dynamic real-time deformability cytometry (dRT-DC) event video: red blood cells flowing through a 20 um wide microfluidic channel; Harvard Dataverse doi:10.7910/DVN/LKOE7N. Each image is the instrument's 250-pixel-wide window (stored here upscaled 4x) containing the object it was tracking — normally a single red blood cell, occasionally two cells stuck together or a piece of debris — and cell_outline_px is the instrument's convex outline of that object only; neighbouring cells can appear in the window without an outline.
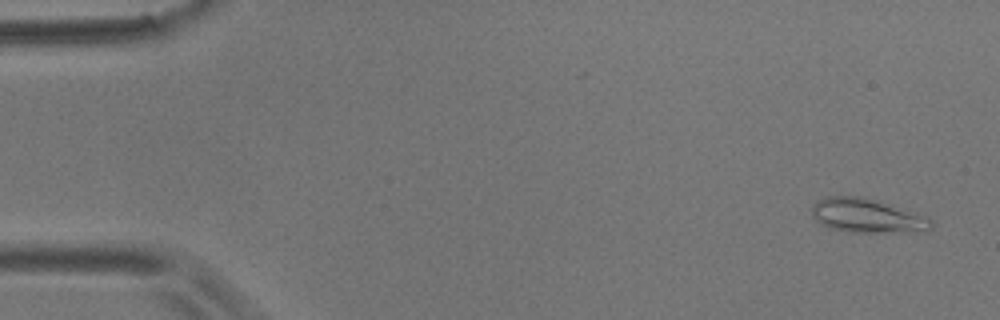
{"species": "common noctule bat (a hibernating species)", "species_latin": "Nyctalus noctula", "temperature_condition": "room temperature", "stored_images_in_passage": 57, "camera_frame_rate_fps": 3000, "um_per_image_px": 0.085, "animal": {"sex": "male", "body_mass_g": 17.9}, "frame": {"image": 1, "passage_image": 3, "time_ms": 0.667, "image_size_px": [1000, 320], "cell_outline_px": [[932, 228], [928, 232], [848, 232], [828, 228], [820, 224], [812, 216], [812, 204], [816, 200], [824, 196], [864, 196], [928, 216], [932, 220]], "centroid_in_image_um": [73.71, 18.34], "position_along_channel_um": 11.3, "area_um2": 24.28}}
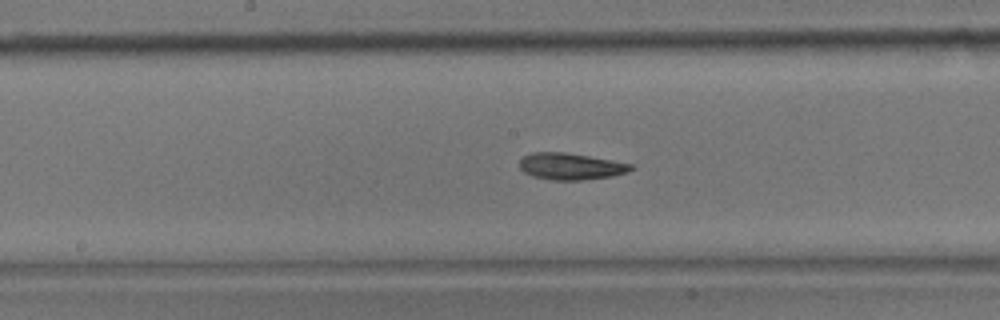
{"frame": {"image": 2, "passage_image": 29, "time_ms": 9.333, "image_size_px": [1000, 320], "cell_outline_px": [[636, 168], [628, 172], [612, 176], [580, 180], [552, 180], [532, 176], [524, 172], [520, 168], [520, 160], [524, 156], [532, 152], [564, 152], [588, 156], [632, 164]], "centroid_in_image_um": [48.51, 14.14], "position_along_channel_um": 199.7, "area_um2": 17.22}}
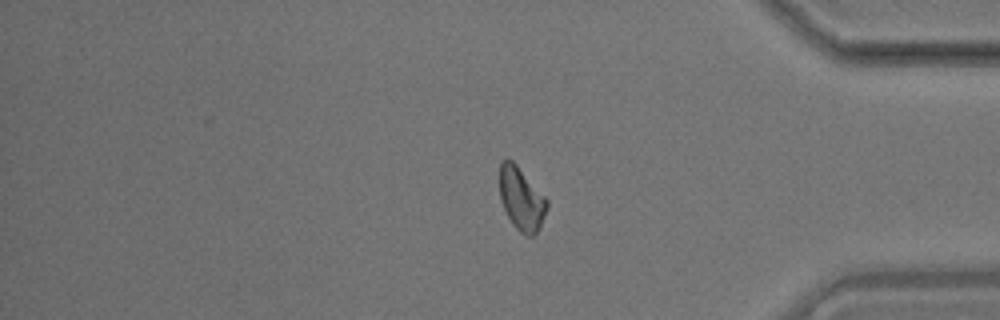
{"frame": {"image": 3, "passage_image": 47, "time_ms": 15.333, "image_size_px": [1000, 320], "cell_outline_px": [[548, 208], [540, 228], [532, 236], [528, 236], [520, 232], [512, 224], [500, 200], [500, 164], [504, 160], [512, 160], [516, 164], [548, 200]], "centroid_in_image_um": [44.33, 16.93], "position_along_channel_um": 390.9, "area_um2": 17.22}, "authors_computed_cell_mechanics": {"area_um2": 17.5712, "velocity_mm_per_s": 3.5586, "shape_relaxation_time_tau1_ms": 10.4575, "shape_relaxation_time_tau2_ms": 5.6091, "deformation_change_tau1": 0.1974, "deformation_change_tau2": 0.1112}}